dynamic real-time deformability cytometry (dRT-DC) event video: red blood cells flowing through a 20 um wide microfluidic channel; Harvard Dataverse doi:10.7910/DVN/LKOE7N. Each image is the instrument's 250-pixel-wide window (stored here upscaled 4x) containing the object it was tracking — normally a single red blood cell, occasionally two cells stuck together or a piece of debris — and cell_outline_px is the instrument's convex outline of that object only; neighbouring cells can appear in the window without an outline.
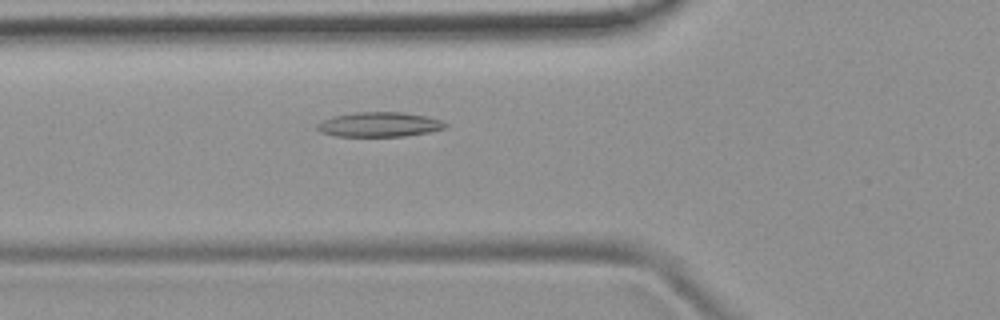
{"species": "common noctule bat (a hibernating species)", "species_latin": "Nyctalus noctula", "temperature_condition": "room temperature", "stored_images_in_passage": 50, "camera_frame_rate_fps": 3000, "um_per_image_px": 0.085, "animal": {"sex": "female", "body_mass_g": 19.9}, "frame": {"image": 1, "passage_image": 17, "time_ms": 5.333, "image_size_px": [1000, 320], "cell_outline_px": [[448, 128], [428, 132], [404, 136], [336, 136], [320, 132], [316, 128], [316, 124], [332, 116], [356, 112], [404, 112], [428, 116], [440, 120], [448, 124]], "centroid_in_image_um": [32.26, 10.58], "position_along_channel_um": 93.5, "area_um2": 18.55}}
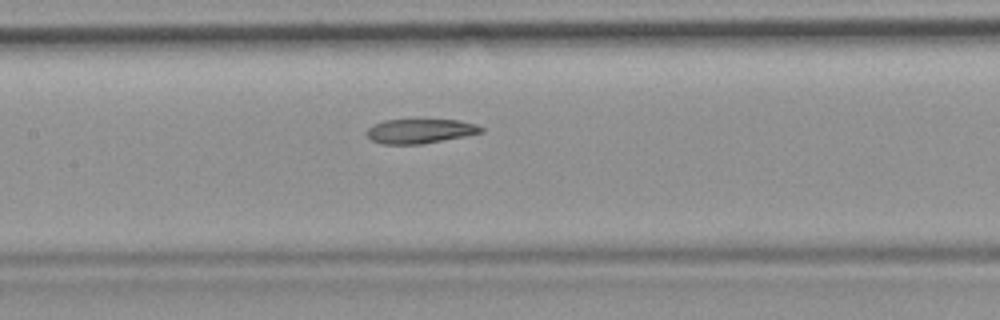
{"frame": {"image": 2, "passage_image": 23, "time_ms": 7.333, "image_size_px": [1000, 320], "cell_outline_px": [[484, 132], [464, 136], [420, 144], [380, 144], [372, 140], [368, 136], [368, 128], [384, 120], [460, 120], [476, 124], [484, 128]], "centroid_in_image_um": [35.74, 11.14], "position_along_channel_um": 171.7, "area_um2": 16.07}}
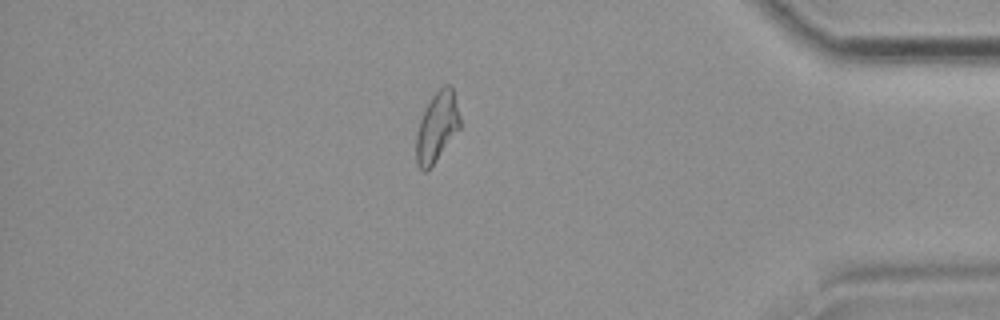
{"frame": {"image": 3, "passage_image": 43, "time_ms": 14.0, "image_size_px": [1000, 320], "cell_outline_px": [[460, 128], [428, 172], [424, 172], [416, 164], [416, 136], [420, 120], [432, 96], [444, 84], [452, 84], [460, 116]], "centroid_in_image_um": [37.15, 10.81], "position_along_channel_um": 398.1, "area_um2": 17.86}, "authors_computed_cell_mechanics": {"area_um2": 18.3226, "velocity_mm_per_s": 3.8934, "shape_relaxation_time_tau1_ms": null, "shape_relaxation_time_tau2_ms": 4.1939, "deformation_change_tau1": null, "deformation_change_tau2": 0.12}}